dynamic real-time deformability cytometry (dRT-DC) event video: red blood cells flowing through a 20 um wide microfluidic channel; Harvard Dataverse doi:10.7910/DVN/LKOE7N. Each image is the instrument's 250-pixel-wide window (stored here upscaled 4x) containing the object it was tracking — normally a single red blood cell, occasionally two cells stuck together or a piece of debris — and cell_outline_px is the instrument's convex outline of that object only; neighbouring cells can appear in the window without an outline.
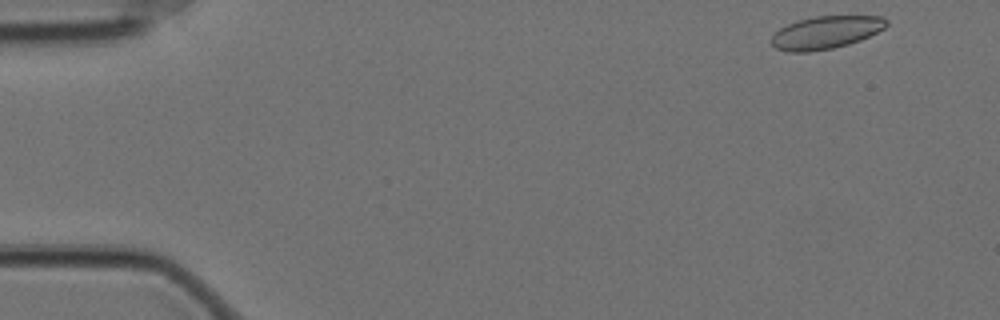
{"species": "Egyptian fruit bat (a non-hibernating species)", "species_latin": "Rousettus aegyptiacus", "temperature_condition": "cold", "stored_images_in_passage": 55, "camera_frame_rate_fps": 3000, "um_per_image_px": 0.085, "animal": {"sex": "female"}, "frame": {"image": 1, "passage_image": 1, "time_ms": 0.0, "image_size_px": [1000, 320], "cell_outline_px": [[888, 24], [884, 28], [860, 40], [848, 44], [832, 48], [808, 52], [788, 52], [776, 48], [772, 44], [772, 36], [780, 28], [788, 24], [800, 20], [816, 16], [880, 16], [888, 20]], "centroid_in_image_um": [70.2, 2.76], "position_along_channel_um": 14.8, "area_um2": 21.68}}
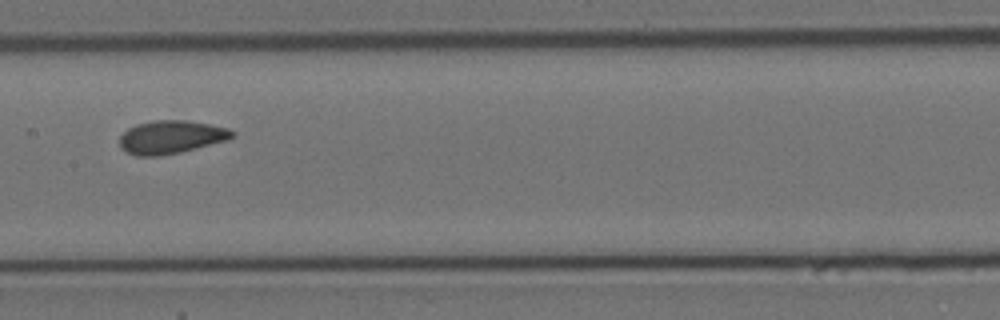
{"frame": {"image": 2, "passage_image": 26, "time_ms": 8.333, "image_size_px": [1000, 320], "cell_outline_px": [[236, 136], [228, 140], [180, 152], [160, 156], [136, 156], [120, 148], [120, 136], [128, 128], [136, 124], [152, 120], [184, 120], [208, 124], [228, 128], [236, 132]], "centroid_in_image_um": [14.55, 11.65], "position_along_channel_um": 192.9, "area_um2": 21.85}}
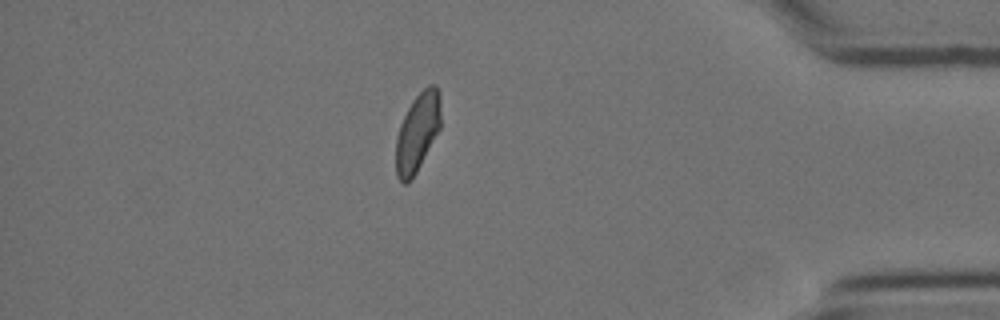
{"frame": {"image": 3, "passage_image": 47, "time_ms": 15.333, "image_size_px": [1000, 320], "cell_outline_px": [[440, 128], [412, 180], [408, 184], [404, 184], [396, 176], [396, 136], [400, 124], [412, 100], [428, 84], [436, 84], [440, 92]], "centroid_in_image_um": [35.48, 11.24], "position_along_channel_um": 399.7, "area_um2": 20.63}, "authors_computed_cell_mechanics": {"area_um2": 21.7906, "velocity_mm_per_s": 3.4745, "shape_relaxation_time_tau1_ms": 7.0655, "shape_relaxation_time_tau2_ms": 1.243, "deformation_change_tau1": 0.1339, "deformation_change_tau2": 0.052}}